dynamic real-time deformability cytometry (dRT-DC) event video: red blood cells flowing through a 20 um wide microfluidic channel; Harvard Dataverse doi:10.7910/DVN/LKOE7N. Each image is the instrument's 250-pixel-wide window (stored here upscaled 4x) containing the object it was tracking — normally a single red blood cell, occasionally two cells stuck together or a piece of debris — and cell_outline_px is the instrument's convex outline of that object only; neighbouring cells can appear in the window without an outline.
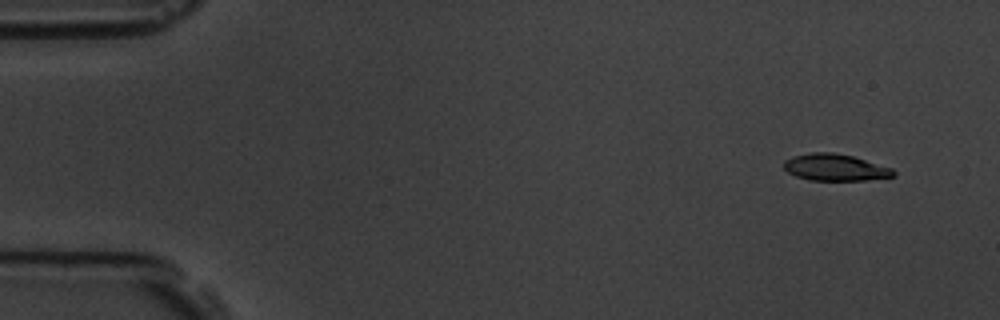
{"species": "common noctule bat (a hibernating species)", "species_latin": "Nyctalus noctula", "temperature_condition": "room temperature", "stored_images_in_passage": 5, "camera_frame_rate_fps": 3000, "um_per_image_px": 0.085, "animal": {"sex": "male", "body_mass_g": 19.5, "forearm_length_mm": 54.6}, "frame": {"image": 1, "passage_image": 2, "time_ms": 1.0, "image_size_px": [1000, 320], "cell_outline_px": [[896, 176], [864, 180], [808, 180], [796, 176], [788, 172], [784, 168], [784, 160], [792, 156], [812, 152], [832, 152], [852, 156], [892, 168], [896, 172]], "centroid_in_image_um": [70.98, 14.23], "position_along_channel_um": 14.0, "area_um2": 17.05}}